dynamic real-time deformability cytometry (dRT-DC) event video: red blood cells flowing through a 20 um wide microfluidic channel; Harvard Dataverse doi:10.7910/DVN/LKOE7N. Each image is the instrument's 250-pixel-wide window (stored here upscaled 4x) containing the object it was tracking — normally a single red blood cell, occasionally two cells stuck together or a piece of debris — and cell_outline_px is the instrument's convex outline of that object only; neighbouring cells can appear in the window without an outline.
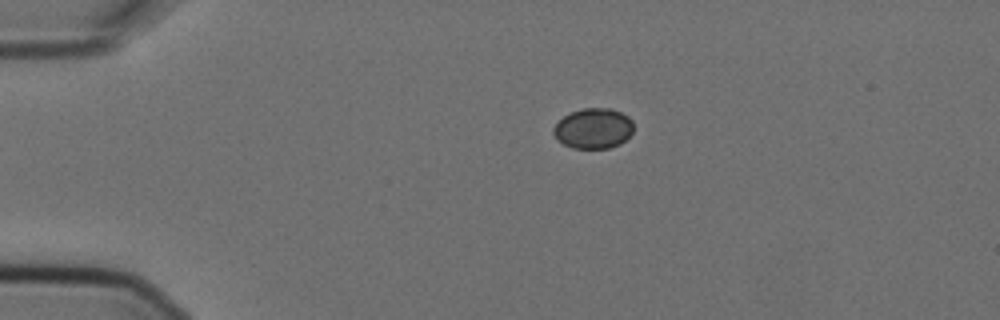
{"species": "Egyptian fruit bat (a non-hibernating species)", "species_latin": "Rousettus aegyptiacus", "temperature_condition": "cold", "stored_images_in_passage": 3, "camera_frame_rate_fps": 3000, "um_per_image_px": 0.085, "animal": {"sex": "female"}, "frame": {"image": 1, "passage_image": 3, "time_ms": 0.667, "image_size_px": [1000, 320], "cell_outline_px": [[632, 132], [620, 144], [608, 148], [572, 148], [556, 140], [552, 132], [552, 128], [564, 116], [572, 112], [584, 108], [612, 108], [628, 116], [632, 120]], "centroid_in_image_um": [50.42, 10.92], "position_along_channel_um": 34.6, "area_um2": 18.79}}